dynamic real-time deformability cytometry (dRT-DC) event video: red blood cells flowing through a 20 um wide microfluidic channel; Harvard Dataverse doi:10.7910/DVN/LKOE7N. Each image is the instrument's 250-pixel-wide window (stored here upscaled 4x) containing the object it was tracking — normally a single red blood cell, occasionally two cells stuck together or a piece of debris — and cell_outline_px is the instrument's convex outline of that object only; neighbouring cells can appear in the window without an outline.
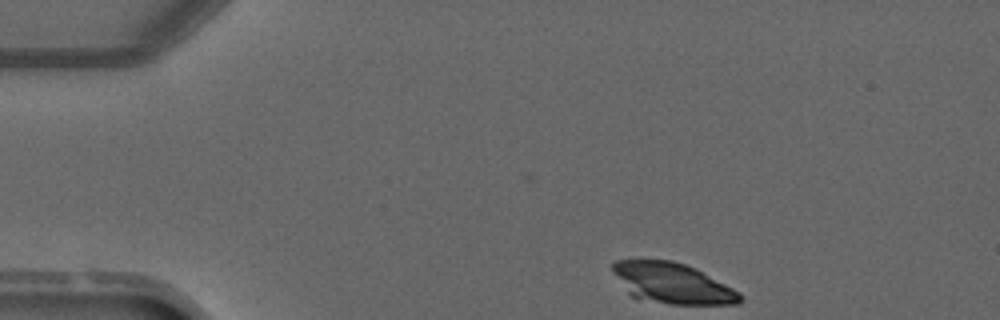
{"species": "common noctule bat (a hibernating species)", "species_latin": "Nyctalus noctula", "temperature_condition": "warm", "stored_images_in_passage": 4, "segment_of_instrument_passage": [2, 2], "camera_frame_rate_fps": 3000, "um_per_image_px": 0.085, "animal": {"sex": "male", "forearm_length_mm": 52.5}, "frame": {"image": 1, "passage_image": 4, "time_ms": 3.667, "image_size_px": [1000, 320], "cell_outline_px": [[744, 300], [740, 304], [672, 304], [636, 300], [628, 292], [612, 272], [612, 264], [616, 260], [636, 256], [672, 260], [684, 264], [740, 292], [744, 296]], "centroid_in_image_um": [57.06, 24.04], "position_along_channel_um": 27.9, "area_um2": 30.69}}